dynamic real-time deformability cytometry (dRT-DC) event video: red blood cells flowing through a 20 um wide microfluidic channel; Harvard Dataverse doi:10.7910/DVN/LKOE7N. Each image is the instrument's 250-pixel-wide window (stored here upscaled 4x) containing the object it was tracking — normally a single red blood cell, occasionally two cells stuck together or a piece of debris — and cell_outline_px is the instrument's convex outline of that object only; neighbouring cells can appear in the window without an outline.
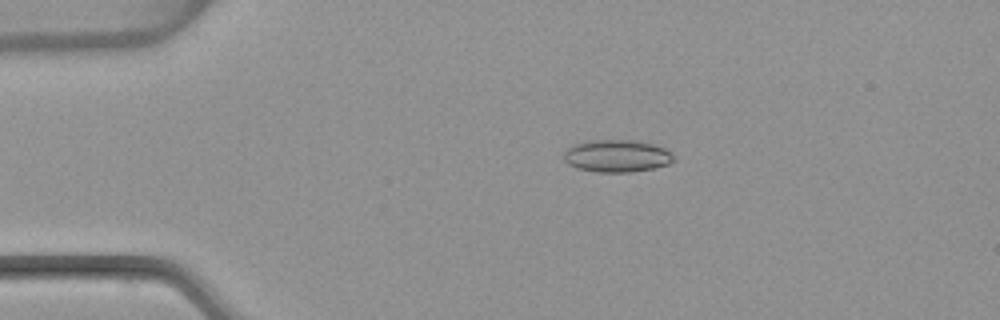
{"species": "common noctule bat (a hibernating species)", "species_latin": "Nyctalus noctula", "temperature_condition": "warm", "stored_images_in_passage": 53, "camera_frame_rate_fps": 3000, "um_per_image_px": 0.085, "animal": {"sex": "female", "body_mass_g": 22.7, "forearm_length_mm": 54.2}, "frame": {"image": 1, "passage_image": 11, "time_ms": 3.333, "image_size_px": [1000, 320], "cell_outline_px": [[676, 160], [668, 164], [652, 168], [628, 172], [600, 172], [580, 168], [568, 164], [564, 160], [564, 152], [568, 148], [576, 144], [592, 140], [632, 140], [652, 144], [664, 148]], "centroid_in_image_um": [52.43, 13.25], "position_along_channel_um": 32.6, "area_um2": 20.29}}
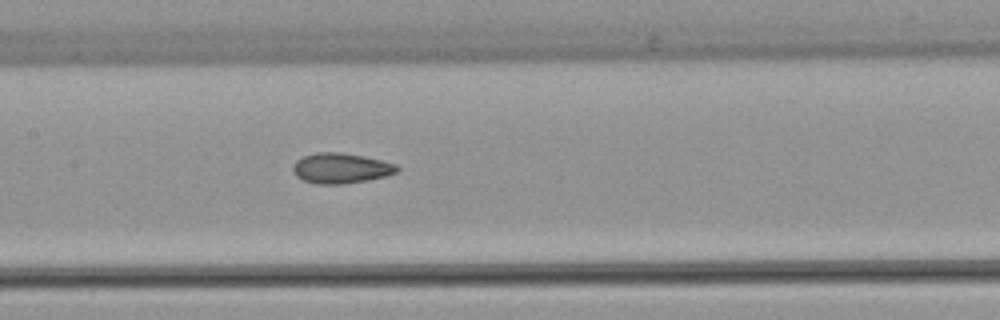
{"frame": {"image": 2, "passage_image": 26, "time_ms": 8.333, "image_size_px": [1000, 320], "cell_outline_px": [[400, 168], [396, 172], [384, 176], [368, 180], [344, 184], [316, 184], [304, 180], [296, 176], [292, 168], [292, 164], [296, 160], [304, 156], [316, 152], [340, 152], [364, 156], [396, 164]], "centroid_in_image_um": [28.95, 14.29], "position_along_channel_um": 178.5, "area_um2": 18.38}}
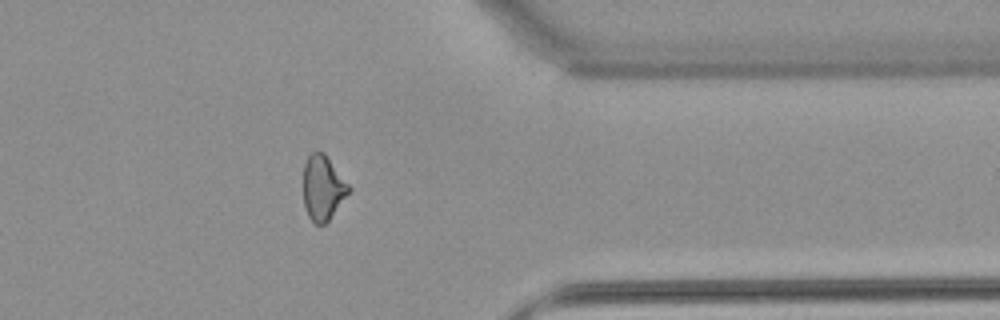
{"frame": {"image": 3, "passage_image": 43, "time_ms": 14.0, "image_size_px": [1000, 320], "cell_outline_px": [[352, 188], [328, 220], [324, 224], [316, 224], [308, 216], [304, 204], [304, 164], [308, 156], [316, 148], [324, 152]], "centroid_in_image_um": [27.44, 15.91], "position_along_channel_um": 384.0, "area_um2": 17.05}, "authors_computed_cell_mechanics": {"area_um2": 18.3226, "velocity_mm_per_s": 3.853, "shape_relaxation_time_tau1_ms": null, "shape_relaxation_time_tau2_ms": 2.4466, "deformation_change_tau1": null, "deformation_change_tau2": 0.0984}}